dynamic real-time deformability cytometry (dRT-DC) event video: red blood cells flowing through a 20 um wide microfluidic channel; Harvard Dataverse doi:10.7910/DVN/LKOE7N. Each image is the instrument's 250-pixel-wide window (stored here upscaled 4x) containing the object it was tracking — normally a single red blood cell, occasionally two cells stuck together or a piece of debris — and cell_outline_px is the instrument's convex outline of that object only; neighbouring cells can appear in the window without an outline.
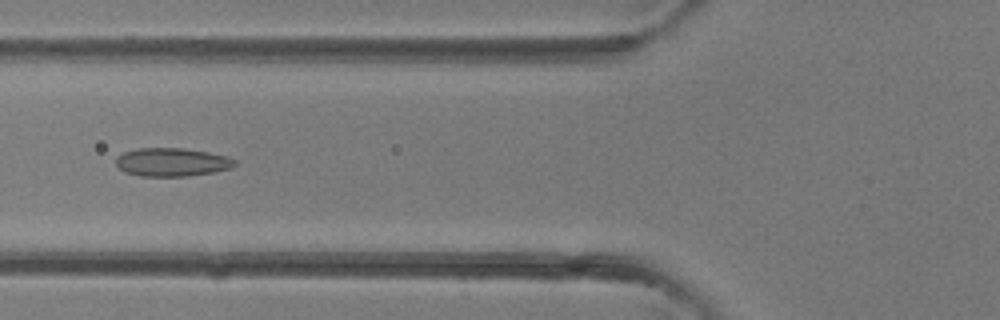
{"species": "common noctule bat (a hibernating species)", "species_latin": "Nyctalus noctula", "temperature_condition": "room temperature", "stored_images_in_passage": 28, "camera_frame_rate_fps": 3000, "um_per_image_px": 0.085, "animal": {"sex": "female"}, "frame": {"image": 1, "passage_image": 4, "time_ms": 1.0, "image_size_px": [1000, 320], "cell_outline_px": [[236, 164], [228, 168], [216, 172], [188, 176], [140, 176], [124, 172], [116, 164], [116, 156], [124, 152], [136, 148], [184, 148], [208, 152], [228, 156], [236, 160]], "centroid_in_image_um": [14.61, 13.78], "position_along_channel_um": 111.2, "area_um2": 19.77}}
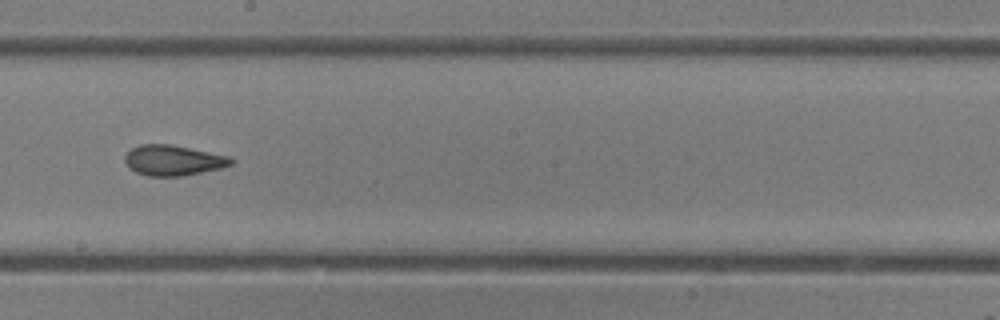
{"frame": {"image": 2, "passage_image": 11, "time_ms": 3.333, "image_size_px": [1000, 320], "cell_outline_px": [[236, 160], [232, 164], [220, 168], [184, 176], [148, 176], [136, 172], [128, 168], [124, 160], [124, 156], [132, 148], [140, 144], [168, 144], [232, 156]], "centroid_in_image_um": [14.73, 13.63], "position_along_channel_um": 233.5, "area_um2": 18.96}}
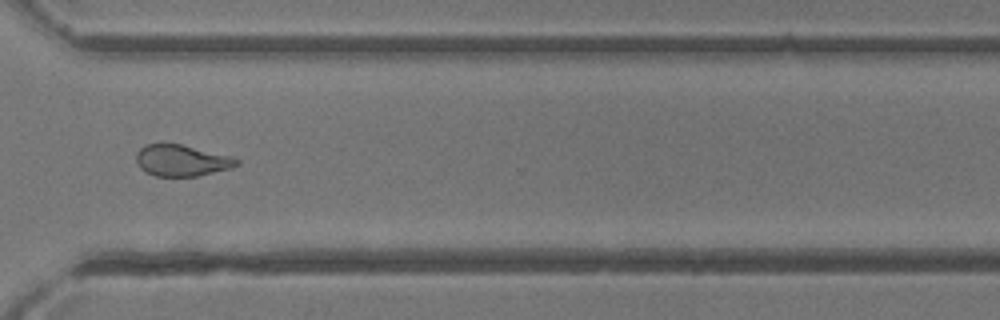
{"frame": {"image": 3, "passage_image": 18, "time_ms": 5.667, "image_size_px": [1000, 320], "cell_outline_px": [[240, 164], [232, 168], [196, 176], [156, 176], [144, 172], [136, 164], [136, 152], [144, 144], [180, 144], [232, 156], [240, 160]], "centroid_in_image_um": [15.43, 13.64], "position_along_channel_um": 355.2, "area_um2": 18.5}}